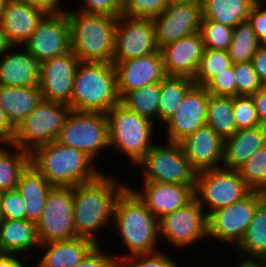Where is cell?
<instances>
[{"label":"cell","mask_w":266,"mask_h":267,"mask_svg":"<svg viewBox=\"0 0 266 267\" xmlns=\"http://www.w3.org/2000/svg\"><path fill=\"white\" fill-rule=\"evenodd\" d=\"M237 170L252 190L266 193V145L251 155Z\"/></svg>","instance_id":"74e56055"},{"label":"cell","mask_w":266,"mask_h":267,"mask_svg":"<svg viewBox=\"0 0 266 267\" xmlns=\"http://www.w3.org/2000/svg\"><path fill=\"white\" fill-rule=\"evenodd\" d=\"M83 8L79 11L84 13L109 15L112 17L121 16L123 0H84Z\"/></svg>","instance_id":"bcb514c9"},{"label":"cell","mask_w":266,"mask_h":267,"mask_svg":"<svg viewBox=\"0 0 266 267\" xmlns=\"http://www.w3.org/2000/svg\"><path fill=\"white\" fill-rule=\"evenodd\" d=\"M251 0H203V18L234 28L248 20Z\"/></svg>","instance_id":"f546056e"},{"label":"cell","mask_w":266,"mask_h":267,"mask_svg":"<svg viewBox=\"0 0 266 267\" xmlns=\"http://www.w3.org/2000/svg\"><path fill=\"white\" fill-rule=\"evenodd\" d=\"M209 92L194 84L165 123L168 141L179 143L206 124Z\"/></svg>","instance_id":"d6986e66"},{"label":"cell","mask_w":266,"mask_h":267,"mask_svg":"<svg viewBox=\"0 0 266 267\" xmlns=\"http://www.w3.org/2000/svg\"><path fill=\"white\" fill-rule=\"evenodd\" d=\"M233 114L238 130L261 125L251 95H237L233 97Z\"/></svg>","instance_id":"60d3db41"},{"label":"cell","mask_w":266,"mask_h":267,"mask_svg":"<svg viewBox=\"0 0 266 267\" xmlns=\"http://www.w3.org/2000/svg\"><path fill=\"white\" fill-rule=\"evenodd\" d=\"M71 110L67 104L42 99L15 129L9 144L31 153L39 146L56 141Z\"/></svg>","instance_id":"52a82bcc"},{"label":"cell","mask_w":266,"mask_h":267,"mask_svg":"<svg viewBox=\"0 0 266 267\" xmlns=\"http://www.w3.org/2000/svg\"><path fill=\"white\" fill-rule=\"evenodd\" d=\"M41 71L42 61L26 49L23 52L5 53L0 61V86H38Z\"/></svg>","instance_id":"cb8c5ba5"},{"label":"cell","mask_w":266,"mask_h":267,"mask_svg":"<svg viewBox=\"0 0 266 267\" xmlns=\"http://www.w3.org/2000/svg\"><path fill=\"white\" fill-rule=\"evenodd\" d=\"M206 124L224 141L238 129L233 114V97L209 94Z\"/></svg>","instance_id":"1f68e13d"},{"label":"cell","mask_w":266,"mask_h":267,"mask_svg":"<svg viewBox=\"0 0 266 267\" xmlns=\"http://www.w3.org/2000/svg\"><path fill=\"white\" fill-rule=\"evenodd\" d=\"M106 116L109 146L120 150L133 164H137L153 146L150 143L153 122L129 110L121 102L113 106Z\"/></svg>","instance_id":"8992f818"},{"label":"cell","mask_w":266,"mask_h":267,"mask_svg":"<svg viewBox=\"0 0 266 267\" xmlns=\"http://www.w3.org/2000/svg\"><path fill=\"white\" fill-rule=\"evenodd\" d=\"M41 100L42 96L38 86H0V106L15 129Z\"/></svg>","instance_id":"83f0119b"},{"label":"cell","mask_w":266,"mask_h":267,"mask_svg":"<svg viewBox=\"0 0 266 267\" xmlns=\"http://www.w3.org/2000/svg\"><path fill=\"white\" fill-rule=\"evenodd\" d=\"M266 145V127L237 130L224 141L223 168L237 170L257 150Z\"/></svg>","instance_id":"d4e9b609"},{"label":"cell","mask_w":266,"mask_h":267,"mask_svg":"<svg viewBox=\"0 0 266 267\" xmlns=\"http://www.w3.org/2000/svg\"><path fill=\"white\" fill-rule=\"evenodd\" d=\"M251 191L238 170L220 167L196 174L194 195L202 208H211L206 216L243 199Z\"/></svg>","instance_id":"9c48e42d"},{"label":"cell","mask_w":266,"mask_h":267,"mask_svg":"<svg viewBox=\"0 0 266 267\" xmlns=\"http://www.w3.org/2000/svg\"><path fill=\"white\" fill-rule=\"evenodd\" d=\"M127 267H179L171 258L159 251L136 254L122 261Z\"/></svg>","instance_id":"f6af8a7d"},{"label":"cell","mask_w":266,"mask_h":267,"mask_svg":"<svg viewBox=\"0 0 266 267\" xmlns=\"http://www.w3.org/2000/svg\"><path fill=\"white\" fill-rule=\"evenodd\" d=\"M71 51L80 61L112 63L117 17L66 12Z\"/></svg>","instance_id":"277c9868"},{"label":"cell","mask_w":266,"mask_h":267,"mask_svg":"<svg viewBox=\"0 0 266 267\" xmlns=\"http://www.w3.org/2000/svg\"><path fill=\"white\" fill-rule=\"evenodd\" d=\"M251 1L254 3V2H258V1H260V0H251Z\"/></svg>","instance_id":"6125c7cd"},{"label":"cell","mask_w":266,"mask_h":267,"mask_svg":"<svg viewBox=\"0 0 266 267\" xmlns=\"http://www.w3.org/2000/svg\"><path fill=\"white\" fill-rule=\"evenodd\" d=\"M11 146L17 149L16 153L0 147V192L16 189L21 173L30 164V153Z\"/></svg>","instance_id":"836d02e7"},{"label":"cell","mask_w":266,"mask_h":267,"mask_svg":"<svg viewBox=\"0 0 266 267\" xmlns=\"http://www.w3.org/2000/svg\"><path fill=\"white\" fill-rule=\"evenodd\" d=\"M185 157L198 173L222 166L224 159V140L207 124L179 142Z\"/></svg>","instance_id":"ffe728a7"},{"label":"cell","mask_w":266,"mask_h":267,"mask_svg":"<svg viewBox=\"0 0 266 267\" xmlns=\"http://www.w3.org/2000/svg\"><path fill=\"white\" fill-rule=\"evenodd\" d=\"M15 134V128L8 120L5 111L0 106V138L6 143H11Z\"/></svg>","instance_id":"816d5d0a"},{"label":"cell","mask_w":266,"mask_h":267,"mask_svg":"<svg viewBox=\"0 0 266 267\" xmlns=\"http://www.w3.org/2000/svg\"><path fill=\"white\" fill-rule=\"evenodd\" d=\"M12 48H14V46L9 43L6 34L0 26V57Z\"/></svg>","instance_id":"11a10c76"},{"label":"cell","mask_w":266,"mask_h":267,"mask_svg":"<svg viewBox=\"0 0 266 267\" xmlns=\"http://www.w3.org/2000/svg\"><path fill=\"white\" fill-rule=\"evenodd\" d=\"M142 167L144 181L195 186L197 172L185 157L179 143L153 145L137 163Z\"/></svg>","instance_id":"30bf717a"},{"label":"cell","mask_w":266,"mask_h":267,"mask_svg":"<svg viewBox=\"0 0 266 267\" xmlns=\"http://www.w3.org/2000/svg\"><path fill=\"white\" fill-rule=\"evenodd\" d=\"M238 267H266V261L241 260Z\"/></svg>","instance_id":"9f6ffc18"},{"label":"cell","mask_w":266,"mask_h":267,"mask_svg":"<svg viewBox=\"0 0 266 267\" xmlns=\"http://www.w3.org/2000/svg\"><path fill=\"white\" fill-rule=\"evenodd\" d=\"M261 46L266 49V39L261 43Z\"/></svg>","instance_id":"94428289"},{"label":"cell","mask_w":266,"mask_h":267,"mask_svg":"<svg viewBox=\"0 0 266 267\" xmlns=\"http://www.w3.org/2000/svg\"><path fill=\"white\" fill-rule=\"evenodd\" d=\"M205 49L200 32L193 33L162 47L160 50L166 76H184L193 79Z\"/></svg>","instance_id":"44dd1931"},{"label":"cell","mask_w":266,"mask_h":267,"mask_svg":"<svg viewBox=\"0 0 266 267\" xmlns=\"http://www.w3.org/2000/svg\"><path fill=\"white\" fill-rule=\"evenodd\" d=\"M157 50L152 19L128 18L123 15L117 18L113 61L138 58Z\"/></svg>","instance_id":"5bb4252c"},{"label":"cell","mask_w":266,"mask_h":267,"mask_svg":"<svg viewBox=\"0 0 266 267\" xmlns=\"http://www.w3.org/2000/svg\"><path fill=\"white\" fill-rule=\"evenodd\" d=\"M48 250L43 254L37 267H74L97 245L92 240L74 237L68 240L40 244Z\"/></svg>","instance_id":"484cf974"},{"label":"cell","mask_w":266,"mask_h":267,"mask_svg":"<svg viewBox=\"0 0 266 267\" xmlns=\"http://www.w3.org/2000/svg\"><path fill=\"white\" fill-rule=\"evenodd\" d=\"M79 62L72 51L43 61L38 84L42 99L70 105Z\"/></svg>","instance_id":"e0dca14e"},{"label":"cell","mask_w":266,"mask_h":267,"mask_svg":"<svg viewBox=\"0 0 266 267\" xmlns=\"http://www.w3.org/2000/svg\"><path fill=\"white\" fill-rule=\"evenodd\" d=\"M169 4L170 0H123L121 15L128 18L153 19Z\"/></svg>","instance_id":"ab89813d"},{"label":"cell","mask_w":266,"mask_h":267,"mask_svg":"<svg viewBox=\"0 0 266 267\" xmlns=\"http://www.w3.org/2000/svg\"><path fill=\"white\" fill-rule=\"evenodd\" d=\"M180 2H185V3H202L203 0H170V3H180Z\"/></svg>","instance_id":"6f0895ef"},{"label":"cell","mask_w":266,"mask_h":267,"mask_svg":"<svg viewBox=\"0 0 266 267\" xmlns=\"http://www.w3.org/2000/svg\"><path fill=\"white\" fill-rule=\"evenodd\" d=\"M46 14L23 0H8L0 26L12 46L24 45Z\"/></svg>","instance_id":"603a6c76"},{"label":"cell","mask_w":266,"mask_h":267,"mask_svg":"<svg viewBox=\"0 0 266 267\" xmlns=\"http://www.w3.org/2000/svg\"><path fill=\"white\" fill-rule=\"evenodd\" d=\"M126 187L102 173L95 180L73 187V221L77 237L90 239L98 245L95 231L112 222L116 199Z\"/></svg>","instance_id":"6da1fadb"},{"label":"cell","mask_w":266,"mask_h":267,"mask_svg":"<svg viewBox=\"0 0 266 267\" xmlns=\"http://www.w3.org/2000/svg\"><path fill=\"white\" fill-rule=\"evenodd\" d=\"M116 71L120 100L133 90L161 82L165 77L163 56L157 50L146 56L123 61H112Z\"/></svg>","instance_id":"ac0fdd59"},{"label":"cell","mask_w":266,"mask_h":267,"mask_svg":"<svg viewBox=\"0 0 266 267\" xmlns=\"http://www.w3.org/2000/svg\"><path fill=\"white\" fill-rule=\"evenodd\" d=\"M24 45L31 55L42 62L71 51L66 12L47 13Z\"/></svg>","instance_id":"9a60e30c"},{"label":"cell","mask_w":266,"mask_h":267,"mask_svg":"<svg viewBox=\"0 0 266 267\" xmlns=\"http://www.w3.org/2000/svg\"><path fill=\"white\" fill-rule=\"evenodd\" d=\"M52 185L31 164L21 173L17 184L25 202L26 220L37 223Z\"/></svg>","instance_id":"4316f807"},{"label":"cell","mask_w":266,"mask_h":267,"mask_svg":"<svg viewBox=\"0 0 266 267\" xmlns=\"http://www.w3.org/2000/svg\"><path fill=\"white\" fill-rule=\"evenodd\" d=\"M236 247L248 254L244 260L266 261V197L257 205L253 219Z\"/></svg>","instance_id":"4dcf8cb0"},{"label":"cell","mask_w":266,"mask_h":267,"mask_svg":"<svg viewBox=\"0 0 266 267\" xmlns=\"http://www.w3.org/2000/svg\"><path fill=\"white\" fill-rule=\"evenodd\" d=\"M117 263L116 257L103 253L99 245H96L80 262L74 267H114Z\"/></svg>","instance_id":"c3c4849f"},{"label":"cell","mask_w":266,"mask_h":267,"mask_svg":"<svg viewBox=\"0 0 266 267\" xmlns=\"http://www.w3.org/2000/svg\"><path fill=\"white\" fill-rule=\"evenodd\" d=\"M8 0H0V19L3 15V11L6 7V3H7Z\"/></svg>","instance_id":"680465c9"},{"label":"cell","mask_w":266,"mask_h":267,"mask_svg":"<svg viewBox=\"0 0 266 267\" xmlns=\"http://www.w3.org/2000/svg\"><path fill=\"white\" fill-rule=\"evenodd\" d=\"M202 18V3H170L152 19L157 48L200 32Z\"/></svg>","instance_id":"4fadbf2b"},{"label":"cell","mask_w":266,"mask_h":267,"mask_svg":"<svg viewBox=\"0 0 266 267\" xmlns=\"http://www.w3.org/2000/svg\"><path fill=\"white\" fill-rule=\"evenodd\" d=\"M159 99L160 82H157L128 92L120 102L129 110L153 121L158 118Z\"/></svg>","instance_id":"e575fe53"},{"label":"cell","mask_w":266,"mask_h":267,"mask_svg":"<svg viewBox=\"0 0 266 267\" xmlns=\"http://www.w3.org/2000/svg\"><path fill=\"white\" fill-rule=\"evenodd\" d=\"M260 82L266 86V49L262 46L255 52L251 60Z\"/></svg>","instance_id":"681fc988"},{"label":"cell","mask_w":266,"mask_h":267,"mask_svg":"<svg viewBox=\"0 0 266 267\" xmlns=\"http://www.w3.org/2000/svg\"><path fill=\"white\" fill-rule=\"evenodd\" d=\"M0 267H25L14 254L0 253Z\"/></svg>","instance_id":"db71d44e"},{"label":"cell","mask_w":266,"mask_h":267,"mask_svg":"<svg viewBox=\"0 0 266 267\" xmlns=\"http://www.w3.org/2000/svg\"><path fill=\"white\" fill-rule=\"evenodd\" d=\"M265 197V192L252 190L243 199L211 212L207 216V237L233 242L237 246L253 219L257 205Z\"/></svg>","instance_id":"8fae6325"},{"label":"cell","mask_w":266,"mask_h":267,"mask_svg":"<svg viewBox=\"0 0 266 267\" xmlns=\"http://www.w3.org/2000/svg\"><path fill=\"white\" fill-rule=\"evenodd\" d=\"M233 68L236 81V96L252 95L263 87L251 61L235 63Z\"/></svg>","instance_id":"b9f144b4"},{"label":"cell","mask_w":266,"mask_h":267,"mask_svg":"<svg viewBox=\"0 0 266 267\" xmlns=\"http://www.w3.org/2000/svg\"><path fill=\"white\" fill-rule=\"evenodd\" d=\"M32 6L44 10L46 13H61L64 9L59 8V0H23Z\"/></svg>","instance_id":"f5cc1de1"},{"label":"cell","mask_w":266,"mask_h":267,"mask_svg":"<svg viewBox=\"0 0 266 267\" xmlns=\"http://www.w3.org/2000/svg\"><path fill=\"white\" fill-rule=\"evenodd\" d=\"M251 96L255 103L256 113L260 124L266 127V86H263Z\"/></svg>","instance_id":"f907efd6"},{"label":"cell","mask_w":266,"mask_h":267,"mask_svg":"<svg viewBox=\"0 0 266 267\" xmlns=\"http://www.w3.org/2000/svg\"><path fill=\"white\" fill-rule=\"evenodd\" d=\"M143 182V193L130 189L158 220L186 206L195 198V186L153 181Z\"/></svg>","instance_id":"7402d4cb"},{"label":"cell","mask_w":266,"mask_h":267,"mask_svg":"<svg viewBox=\"0 0 266 267\" xmlns=\"http://www.w3.org/2000/svg\"><path fill=\"white\" fill-rule=\"evenodd\" d=\"M92 159L84 152L56 141L30 153V164L53 187H75L95 180L101 173L90 167Z\"/></svg>","instance_id":"3957f363"},{"label":"cell","mask_w":266,"mask_h":267,"mask_svg":"<svg viewBox=\"0 0 266 267\" xmlns=\"http://www.w3.org/2000/svg\"><path fill=\"white\" fill-rule=\"evenodd\" d=\"M1 219H26L25 202L16 189L0 192Z\"/></svg>","instance_id":"7bdbcfd3"},{"label":"cell","mask_w":266,"mask_h":267,"mask_svg":"<svg viewBox=\"0 0 266 267\" xmlns=\"http://www.w3.org/2000/svg\"><path fill=\"white\" fill-rule=\"evenodd\" d=\"M114 267H127L123 262H117Z\"/></svg>","instance_id":"91938a15"},{"label":"cell","mask_w":266,"mask_h":267,"mask_svg":"<svg viewBox=\"0 0 266 267\" xmlns=\"http://www.w3.org/2000/svg\"><path fill=\"white\" fill-rule=\"evenodd\" d=\"M209 94L236 96V81L233 64L213 77L205 86Z\"/></svg>","instance_id":"ee69618b"},{"label":"cell","mask_w":266,"mask_h":267,"mask_svg":"<svg viewBox=\"0 0 266 267\" xmlns=\"http://www.w3.org/2000/svg\"><path fill=\"white\" fill-rule=\"evenodd\" d=\"M200 33L206 49L227 51L232 42L233 28L202 19Z\"/></svg>","instance_id":"f35d334b"},{"label":"cell","mask_w":266,"mask_h":267,"mask_svg":"<svg viewBox=\"0 0 266 267\" xmlns=\"http://www.w3.org/2000/svg\"><path fill=\"white\" fill-rule=\"evenodd\" d=\"M232 64L228 51L205 49L193 78L198 86H205L213 77Z\"/></svg>","instance_id":"8d00e7d4"},{"label":"cell","mask_w":266,"mask_h":267,"mask_svg":"<svg viewBox=\"0 0 266 267\" xmlns=\"http://www.w3.org/2000/svg\"><path fill=\"white\" fill-rule=\"evenodd\" d=\"M194 198L186 206L159 220L160 235L175 247H184L207 237V216Z\"/></svg>","instance_id":"2e32d148"},{"label":"cell","mask_w":266,"mask_h":267,"mask_svg":"<svg viewBox=\"0 0 266 267\" xmlns=\"http://www.w3.org/2000/svg\"><path fill=\"white\" fill-rule=\"evenodd\" d=\"M262 8L261 1L254 2L248 15V22L261 43L266 39V9Z\"/></svg>","instance_id":"7dc6e473"},{"label":"cell","mask_w":266,"mask_h":267,"mask_svg":"<svg viewBox=\"0 0 266 267\" xmlns=\"http://www.w3.org/2000/svg\"><path fill=\"white\" fill-rule=\"evenodd\" d=\"M56 142L84 152L94 162L99 152L109 146L106 114L71 110Z\"/></svg>","instance_id":"ba28073f"},{"label":"cell","mask_w":266,"mask_h":267,"mask_svg":"<svg viewBox=\"0 0 266 267\" xmlns=\"http://www.w3.org/2000/svg\"><path fill=\"white\" fill-rule=\"evenodd\" d=\"M36 228L40 244L77 237L73 221V187H52Z\"/></svg>","instance_id":"7c38bea8"},{"label":"cell","mask_w":266,"mask_h":267,"mask_svg":"<svg viewBox=\"0 0 266 267\" xmlns=\"http://www.w3.org/2000/svg\"><path fill=\"white\" fill-rule=\"evenodd\" d=\"M120 102L113 63L80 61L69 107L76 111L107 113Z\"/></svg>","instance_id":"5b68a950"},{"label":"cell","mask_w":266,"mask_h":267,"mask_svg":"<svg viewBox=\"0 0 266 267\" xmlns=\"http://www.w3.org/2000/svg\"><path fill=\"white\" fill-rule=\"evenodd\" d=\"M115 218V219H114ZM113 220L118 228L129 255L120 256L117 262L136 254L152 253L156 250L160 236L159 220L150 212L129 185L116 199Z\"/></svg>","instance_id":"7a4b0ae2"},{"label":"cell","mask_w":266,"mask_h":267,"mask_svg":"<svg viewBox=\"0 0 266 267\" xmlns=\"http://www.w3.org/2000/svg\"><path fill=\"white\" fill-rule=\"evenodd\" d=\"M260 47L261 42L247 20L233 28L232 42L227 51L232 64L244 63L250 62Z\"/></svg>","instance_id":"d590c367"},{"label":"cell","mask_w":266,"mask_h":267,"mask_svg":"<svg viewBox=\"0 0 266 267\" xmlns=\"http://www.w3.org/2000/svg\"><path fill=\"white\" fill-rule=\"evenodd\" d=\"M194 80L184 76H166L160 82L158 118L165 124L175 113Z\"/></svg>","instance_id":"d6a6232c"},{"label":"cell","mask_w":266,"mask_h":267,"mask_svg":"<svg viewBox=\"0 0 266 267\" xmlns=\"http://www.w3.org/2000/svg\"><path fill=\"white\" fill-rule=\"evenodd\" d=\"M40 245L36 223L26 219H1L0 253L16 254Z\"/></svg>","instance_id":"f1b7e54d"}]
</instances>
